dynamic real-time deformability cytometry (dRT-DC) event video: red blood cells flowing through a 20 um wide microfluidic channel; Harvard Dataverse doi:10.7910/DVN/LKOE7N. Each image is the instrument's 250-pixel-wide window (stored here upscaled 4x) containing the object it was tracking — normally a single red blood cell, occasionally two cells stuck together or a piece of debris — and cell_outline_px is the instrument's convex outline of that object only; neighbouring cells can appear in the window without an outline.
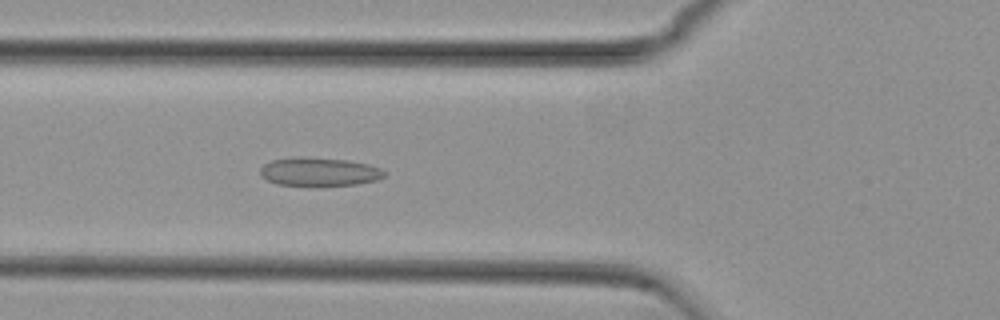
{"species": "common noctule bat (a hibernating species)", "species_latin": "Nyctalus noctula", "temperature_condition": "cold", "stored_images_in_passage": 38, "camera_frame_rate_fps": 3000, "um_per_image_px": 0.085, "animal": {"sex": "female", "body_mass_g": 29.2, "forearm_length_mm": 56.3}, "frame": {"image": 1, "passage_image": 4, "time_ms": 1.0, "image_size_px": [1000, 320], "cell_outline_px": [[388, 172], [384, 176], [376, 180], [356, 184], [276, 184], [260, 176], [260, 168], [264, 164], [272, 160], [348, 160], [368, 164], [380, 168]], "centroid_in_image_um": [27.19, 14.63], "position_along_channel_um": 98.6, "area_um2": 19.13}}
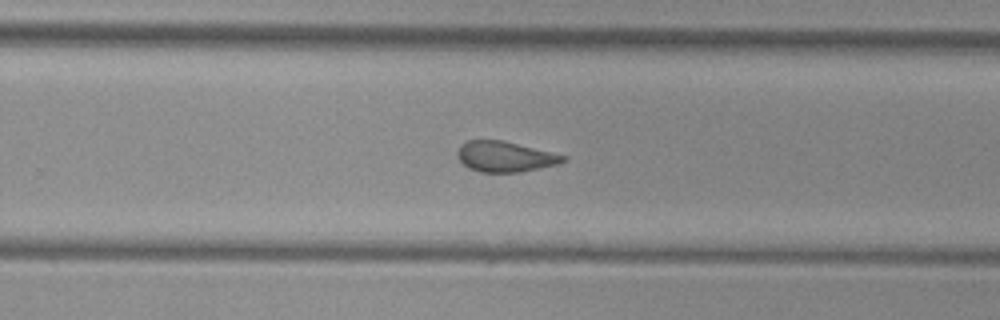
{"frame": {"image": 2, "passage_image": 19, "time_ms": 6.0, "image_size_px": [1000, 320], "cell_outline_px": [[568, 160], [560, 164], [520, 172], [480, 172], [468, 168], [456, 156], [456, 152], [460, 144], [468, 140], [504, 140], [568, 156]], "centroid_in_image_um": [42.95, 13.31], "position_along_channel_um": 286.9, "area_um2": 19.07}}
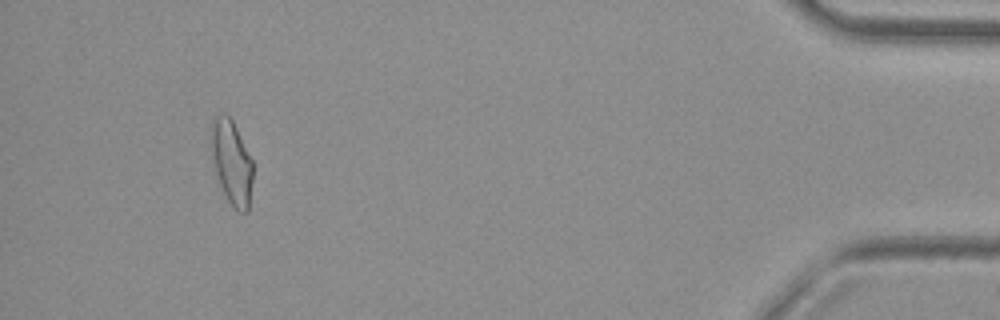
{"frame": {"image": 3, "passage_image": 35, "time_ms": 11.333, "image_size_px": [1000, 320], "cell_outline_px": [[252, 180], [248, 212], [240, 212], [224, 196], [216, 176], [212, 156], [212, 120], [216, 116], [224, 112], [232, 120], [252, 160]], "centroid_in_image_um": [19.69, 13.82], "position_along_channel_um": 415.5, "area_um2": 20.11}}